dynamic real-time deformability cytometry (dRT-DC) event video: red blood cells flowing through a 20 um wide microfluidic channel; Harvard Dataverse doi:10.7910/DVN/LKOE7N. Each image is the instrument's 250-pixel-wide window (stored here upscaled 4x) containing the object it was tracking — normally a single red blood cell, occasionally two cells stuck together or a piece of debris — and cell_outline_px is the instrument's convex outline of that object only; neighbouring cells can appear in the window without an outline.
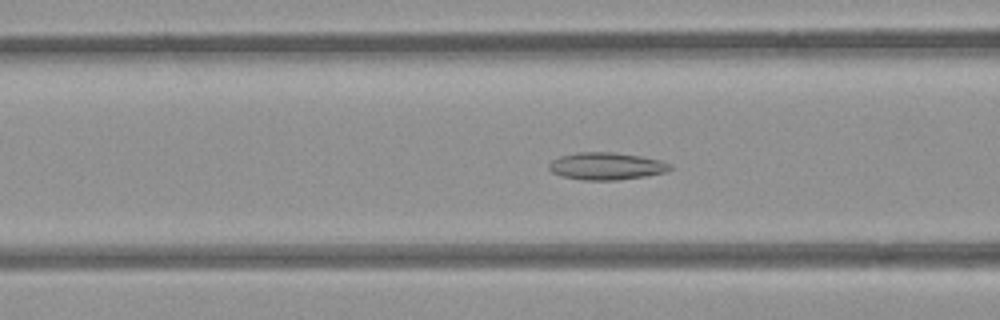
{"species": "common noctule bat (a hibernating species)", "species_latin": "Nyctalus noctula", "temperature_condition": "room temperature", "stored_images_in_passage": 53, "camera_frame_rate_fps": 3000, "um_per_image_px": 0.085, "animal": {"sex": "female", "body_mass_g": 21.9}, "frame": {"image": 1, "passage_image": 20, "time_ms": 6.333, "image_size_px": [1000, 320], "cell_outline_px": [[672, 168], [664, 172], [648, 176], [616, 180], [584, 180], [560, 176], [552, 172], [548, 168], [548, 164], [552, 160], [560, 156], [576, 152], [612, 152], [640, 156], [660, 160], [672, 164]], "centroid_in_image_um": [51.52, 14.12], "position_along_channel_um": 115.1, "area_um2": 19.36}}
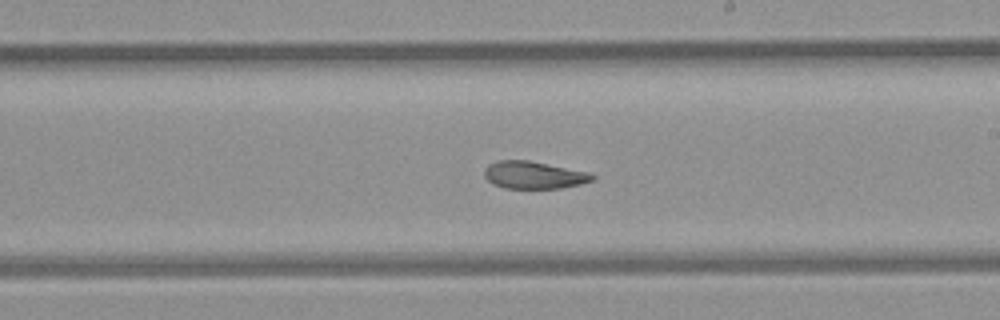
{"frame": {"image": 2, "passage_image": 30, "time_ms": 9.667, "image_size_px": [1000, 320], "cell_outline_px": [[596, 180], [580, 184], [560, 188], [504, 188], [492, 184], [484, 176], [484, 168], [488, 164], [496, 160], [528, 160], [588, 172], [596, 176]], "centroid_in_image_um": [45.35, 14.87], "position_along_channel_um": 243.6, "area_um2": 17.34}}
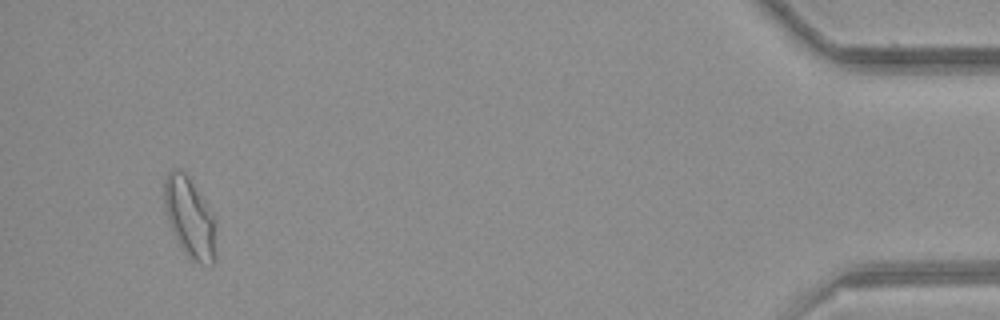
{"frame": {"image": 3, "passage_image": 50, "time_ms": 16.333, "image_size_px": [1000, 320], "cell_outline_px": [[216, 260], [212, 264], [200, 264], [192, 260], [184, 252], [176, 240], [168, 220], [164, 204], [164, 180], [168, 172], [172, 168], [176, 168], [184, 172], [212, 216], [216, 228]], "centroid_in_image_um": [16.11, 18.57], "position_along_channel_um": 419.1, "area_um2": 23.7}, "authors_computed_cell_mechanics": {"area_um2": 19.7676, "velocity_mm_per_s": 3.8502, "shape_relaxation_time_tau1_ms": null, "shape_relaxation_time_tau2_ms": 2.6426, "deformation_change_tau1": null, "deformation_change_tau2": 0.0783}}